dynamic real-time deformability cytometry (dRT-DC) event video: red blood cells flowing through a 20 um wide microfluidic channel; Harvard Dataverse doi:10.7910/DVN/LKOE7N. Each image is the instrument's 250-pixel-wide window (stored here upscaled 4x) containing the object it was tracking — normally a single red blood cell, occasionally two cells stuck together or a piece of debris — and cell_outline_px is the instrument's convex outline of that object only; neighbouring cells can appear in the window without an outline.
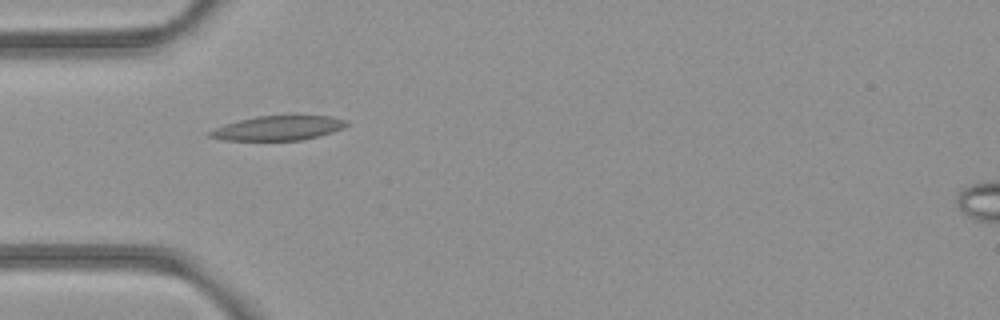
{"species": "common noctule bat (a hibernating species)", "species_latin": "Nyctalus noctula", "temperature_condition": "room temperature", "stored_images_in_passage": 37, "camera_frame_rate_fps": 3000, "um_per_image_px": 0.085, "animal": {"sex": "female", "body_mass_g": 21.9}, "frame": {"image": 1, "passage_image": 1, "time_ms": 0.0, "image_size_px": [1000, 320], "cell_outline_px": [[352, 124], [344, 128], [332, 132], [300, 140], [224, 140], [208, 136], [208, 132], [216, 128], [240, 120], [256, 116], [296, 112], [332, 116], [348, 120]], "centroid_in_image_um": [23.8, 10.82], "position_along_channel_um": 61.2, "area_um2": 20.4}}
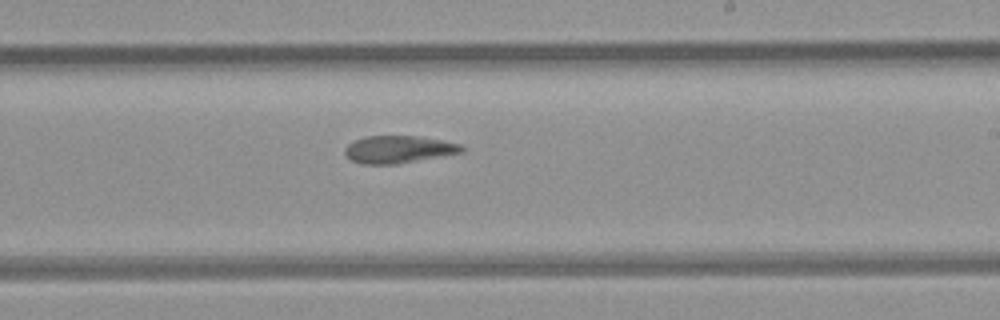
{"frame": {"image": 2, "passage_image": 16, "time_ms": 5.0, "image_size_px": [1000, 320], "cell_outline_px": [[464, 152], [396, 164], [364, 164], [352, 160], [344, 152], [344, 148], [348, 144], [364, 136], [416, 136], [440, 140], [460, 144], [464, 148]], "centroid_in_image_um": [33.87, 12.7], "position_along_channel_um": 255.1, "area_um2": 18.44}}
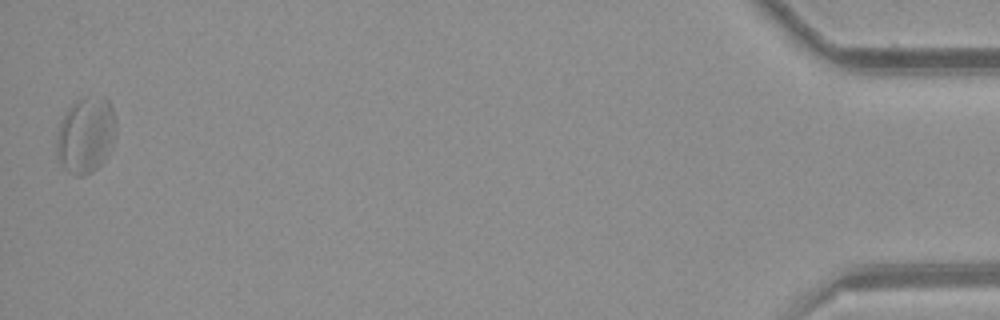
{"frame": {"image": 3, "passage_image": 37, "time_ms": 12.0, "image_size_px": [1000, 320], "cell_outline_px": [[116, 136], [104, 160], [92, 172], [84, 176], [76, 176], [68, 172], [64, 168], [56, 156], [56, 136], [60, 124], [68, 108], [76, 100], [104, 96], [108, 100], [112, 108], [116, 124]], "centroid_in_image_um": [7.28, 11.51], "position_along_channel_um": 427.9, "area_um2": 26.3}, "authors_computed_cell_mechanics": {"area_um2": 19.652, "velocity_mm_per_s": 3.9051, "shape_relaxation_time_tau1_ms": null, "shape_relaxation_time_tau2_ms": 5.3274, "deformation_change_tau1": null, "deformation_change_tau2": 0.1378}}